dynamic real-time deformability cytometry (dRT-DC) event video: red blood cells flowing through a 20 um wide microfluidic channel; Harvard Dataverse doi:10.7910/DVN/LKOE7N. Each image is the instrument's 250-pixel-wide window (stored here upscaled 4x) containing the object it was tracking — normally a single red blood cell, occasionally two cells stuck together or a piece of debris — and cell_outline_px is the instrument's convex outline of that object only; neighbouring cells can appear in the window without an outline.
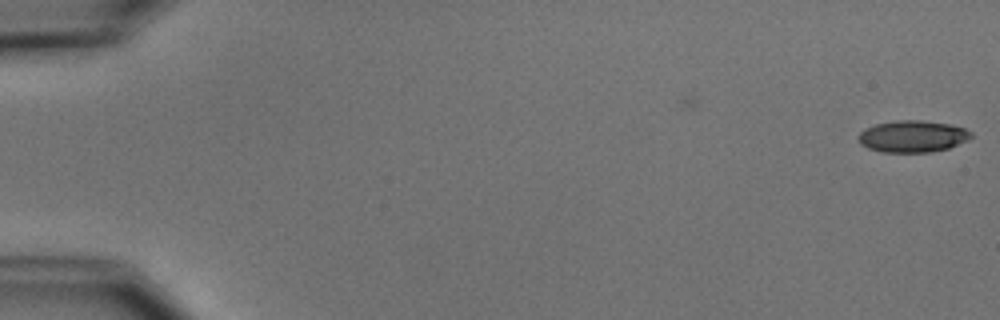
{"species": "common noctule bat (a hibernating species)", "species_latin": "Nyctalus noctula", "temperature_condition": "cold", "stored_images_in_passage": 6, "camera_frame_rate_fps": 3000, "um_per_image_px": 0.085, "animal": {"sex": "male", "body_mass_g": 15.6}, "frame": {"image": 1, "passage_image": 6, "time_ms": 1.667, "image_size_px": [1000, 320], "cell_outline_px": [[972, 136], [948, 148], [932, 152], [884, 152], [868, 148], [860, 144], [856, 136], [860, 132], [876, 124], [900, 120], [920, 120], [948, 124], [964, 128], [972, 132]], "centroid_in_image_um": [77.53, 11.59], "position_along_channel_um": 7.5, "area_um2": 20.58}}